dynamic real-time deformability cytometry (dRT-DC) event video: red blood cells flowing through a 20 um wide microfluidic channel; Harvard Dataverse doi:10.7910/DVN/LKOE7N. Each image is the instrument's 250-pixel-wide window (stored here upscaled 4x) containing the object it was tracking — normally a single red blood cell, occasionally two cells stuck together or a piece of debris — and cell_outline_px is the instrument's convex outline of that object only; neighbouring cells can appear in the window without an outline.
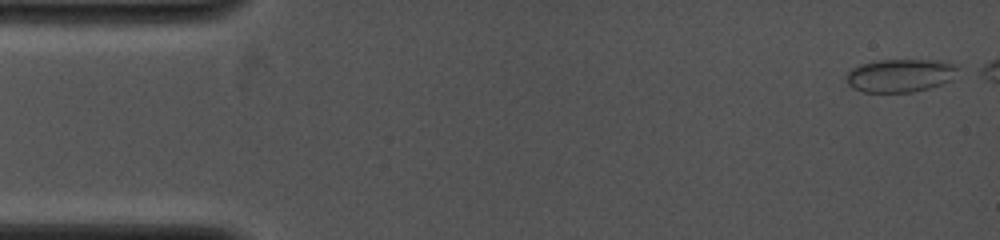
{"species": "common noctule bat (a hibernating species)", "species_latin": "Nyctalus noctula", "temperature_condition": "cold", "stored_images_in_passage": 20, "camera_frame_rate_fps": 4000, "um_per_image_px": 0.085, "animal": {"sex": "female", "body_mass_g": 19.0, "forearm_length_mm": 53.3}, "frame": {"image": 1, "passage_image": 1, "time_ms": 0.0, "image_size_px": [1000, 240], "cell_outline_px": [[960, 64], [952, 80], [928, 88], [912, 92], [860, 92], [852, 88], [848, 84], [844, 76], [852, 68], [860, 64], [880, 60], [948, 60]], "centroid_in_image_um": [76.54, 6.4], "position_along_channel_um": 8.5, "area_um2": 21.91}}
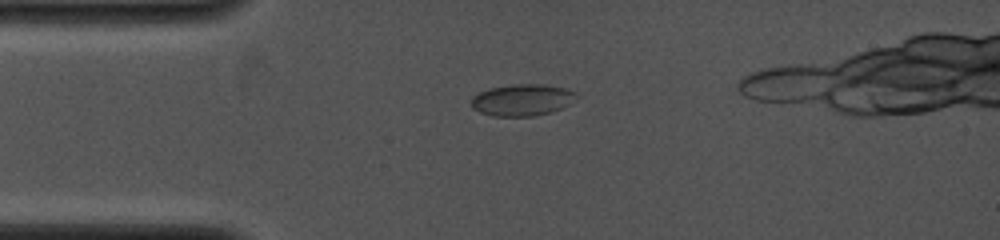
{"frame": {"image": 2, "passage_image": 14, "time_ms": 3.0, "image_size_px": [1000, 240], "cell_outline_px": [[576, 92], [568, 104], [552, 112], [536, 116], [492, 116], [480, 112], [472, 108], [472, 96], [488, 88], [512, 84], [540, 84], [564, 88]], "centroid_in_image_um": [44.32, 8.5], "position_along_channel_um": 40.7, "area_um2": 19.19}}